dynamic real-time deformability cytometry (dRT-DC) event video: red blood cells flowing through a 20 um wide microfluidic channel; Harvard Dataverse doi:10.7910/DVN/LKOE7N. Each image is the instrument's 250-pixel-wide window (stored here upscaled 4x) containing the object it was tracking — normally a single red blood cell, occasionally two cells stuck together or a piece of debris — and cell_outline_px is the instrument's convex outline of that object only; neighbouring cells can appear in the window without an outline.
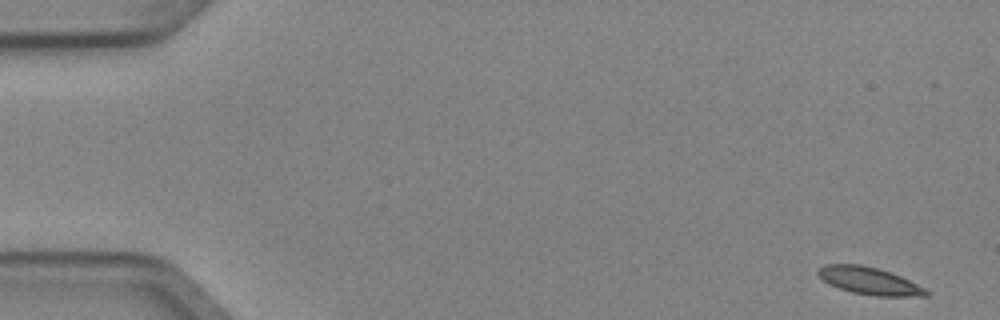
{"species": "Egyptian fruit bat (a non-hibernating species)", "species_latin": "Rousettus aegyptiacus", "temperature_condition": "cold", "stored_images_in_passage": 4, "camera_frame_rate_fps": 3000, "um_per_image_px": 0.085, "animal": {"sex": "female"}, "frame": {"image": 1, "passage_image": 1, "time_ms": 0.0, "image_size_px": [1000, 320], "cell_outline_px": [[932, 292], [928, 296], [876, 296], [852, 292], [828, 284], [816, 272], [824, 264], [860, 264], [876, 268], [900, 276]], "centroid_in_image_um": [73.89, 23.88], "position_along_channel_um": 11.1, "area_um2": 16.99}}